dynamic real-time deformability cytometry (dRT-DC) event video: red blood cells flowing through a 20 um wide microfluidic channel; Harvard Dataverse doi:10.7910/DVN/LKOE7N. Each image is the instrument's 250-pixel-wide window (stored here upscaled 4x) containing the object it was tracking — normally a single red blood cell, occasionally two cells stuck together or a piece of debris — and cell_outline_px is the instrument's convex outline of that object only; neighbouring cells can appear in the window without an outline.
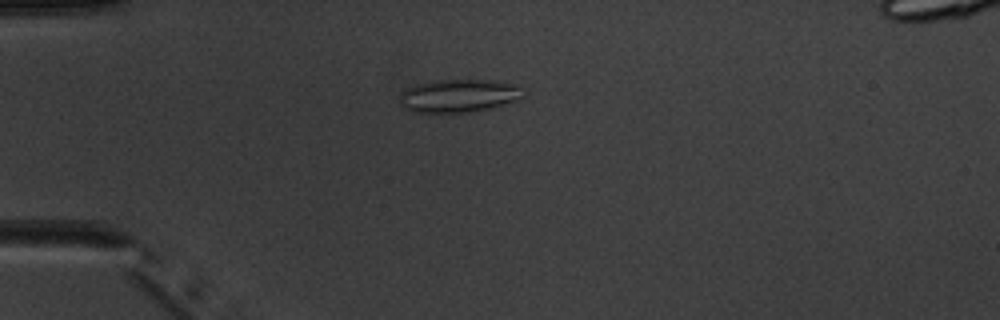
{"species": "common noctule bat (a hibernating species)", "species_latin": "Nyctalus noctula", "temperature_condition": "warm", "stored_images_in_passage": 6, "camera_frame_rate_fps": 3000, "um_per_image_px": 0.085, "animal": {"sex": "male", "body_mass_g": 20.1, "forearm_length_mm": 53.5}, "frame": {"image": 1, "passage_image": 5, "time_ms": 4.333, "image_size_px": [1000, 320], "cell_outline_px": [[524, 88], [520, 100], [488, 108], [468, 112], [412, 112], [404, 108], [396, 100], [400, 92], [416, 84], [432, 80], [488, 80], [520, 84]], "centroid_in_image_um": [38.97, 8.13], "position_along_channel_um": 46.0, "area_um2": 24.1}}